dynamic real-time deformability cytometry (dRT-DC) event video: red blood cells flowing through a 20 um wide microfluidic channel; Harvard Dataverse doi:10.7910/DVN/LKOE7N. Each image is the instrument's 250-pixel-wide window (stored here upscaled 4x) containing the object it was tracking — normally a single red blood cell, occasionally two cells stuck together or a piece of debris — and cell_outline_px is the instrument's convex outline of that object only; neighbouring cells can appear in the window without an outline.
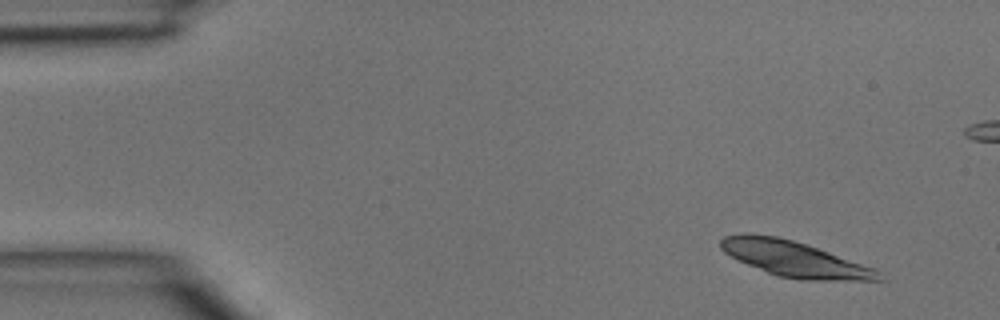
{"species": "common noctule bat (a hibernating species)", "species_latin": "Nyctalus noctula", "temperature_condition": "room temperature", "stored_images_in_passage": 4, "camera_frame_rate_fps": 3000, "um_per_image_px": 0.085, "animal": {"sex": "male", "body_mass_g": 15.6}, "frame": {"image": 1, "passage_image": 1, "time_ms": 0.0, "image_size_px": [1000, 320], "cell_outline_px": [[884, 280], [800, 280], [780, 276], [768, 272], [748, 264], [724, 252], [720, 248], [720, 240], [724, 236], [744, 232], [776, 236], [792, 240], [876, 268], [880, 272]], "centroid_in_image_um": [67.52, 22.0], "position_along_channel_um": 17.5, "area_um2": 32.31}}